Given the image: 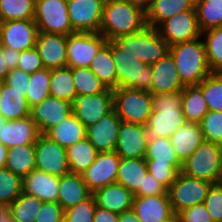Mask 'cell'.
I'll return each mask as SVG.
<instances>
[{
	"instance_id": "13",
	"label": "cell",
	"mask_w": 222,
	"mask_h": 222,
	"mask_svg": "<svg viewBox=\"0 0 222 222\" xmlns=\"http://www.w3.org/2000/svg\"><path fill=\"white\" fill-rule=\"evenodd\" d=\"M113 110V90L106 89L98 94L76 96L73 114L87 128L97 123Z\"/></svg>"
},
{
	"instance_id": "25",
	"label": "cell",
	"mask_w": 222,
	"mask_h": 222,
	"mask_svg": "<svg viewBox=\"0 0 222 222\" xmlns=\"http://www.w3.org/2000/svg\"><path fill=\"white\" fill-rule=\"evenodd\" d=\"M169 139L173 151L181 163L190 157L204 141L200 125L190 122H186L178 128Z\"/></svg>"
},
{
	"instance_id": "43",
	"label": "cell",
	"mask_w": 222,
	"mask_h": 222,
	"mask_svg": "<svg viewBox=\"0 0 222 222\" xmlns=\"http://www.w3.org/2000/svg\"><path fill=\"white\" fill-rule=\"evenodd\" d=\"M22 178L6 168H0V206L7 208L22 193Z\"/></svg>"
},
{
	"instance_id": "8",
	"label": "cell",
	"mask_w": 222,
	"mask_h": 222,
	"mask_svg": "<svg viewBox=\"0 0 222 222\" xmlns=\"http://www.w3.org/2000/svg\"><path fill=\"white\" fill-rule=\"evenodd\" d=\"M212 184L179 172L167 190L174 214L177 215L186 208L204 203Z\"/></svg>"
},
{
	"instance_id": "54",
	"label": "cell",
	"mask_w": 222,
	"mask_h": 222,
	"mask_svg": "<svg viewBox=\"0 0 222 222\" xmlns=\"http://www.w3.org/2000/svg\"><path fill=\"white\" fill-rule=\"evenodd\" d=\"M4 82L13 87V89L22 92L23 96H26L30 83V74L18 68L11 69Z\"/></svg>"
},
{
	"instance_id": "2",
	"label": "cell",
	"mask_w": 222,
	"mask_h": 222,
	"mask_svg": "<svg viewBox=\"0 0 222 222\" xmlns=\"http://www.w3.org/2000/svg\"><path fill=\"white\" fill-rule=\"evenodd\" d=\"M170 54L184 86L198 85L212 74L202 37L170 46Z\"/></svg>"
},
{
	"instance_id": "39",
	"label": "cell",
	"mask_w": 222,
	"mask_h": 222,
	"mask_svg": "<svg viewBox=\"0 0 222 222\" xmlns=\"http://www.w3.org/2000/svg\"><path fill=\"white\" fill-rule=\"evenodd\" d=\"M42 204L43 201L37 197L23 192L6 209L19 222H34Z\"/></svg>"
},
{
	"instance_id": "60",
	"label": "cell",
	"mask_w": 222,
	"mask_h": 222,
	"mask_svg": "<svg viewBox=\"0 0 222 222\" xmlns=\"http://www.w3.org/2000/svg\"><path fill=\"white\" fill-rule=\"evenodd\" d=\"M8 148L0 142V168H5Z\"/></svg>"
},
{
	"instance_id": "16",
	"label": "cell",
	"mask_w": 222,
	"mask_h": 222,
	"mask_svg": "<svg viewBox=\"0 0 222 222\" xmlns=\"http://www.w3.org/2000/svg\"><path fill=\"white\" fill-rule=\"evenodd\" d=\"M148 139L146 125L121 121L115 152L120 158H145Z\"/></svg>"
},
{
	"instance_id": "17",
	"label": "cell",
	"mask_w": 222,
	"mask_h": 222,
	"mask_svg": "<svg viewBox=\"0 0 222 222\" xmlns=\"http://www.w3.org/2000/svg\"><path fill=\"white\" fill-rule=\"evenodd\" d=\"M105 0H76L67 3L71 26L75 32L98 33Z\"/></svg>"
},
{
	"instance_id": "50",
	"label": "cell",
	"mask_w": 222,
	"mask_h": 222,
	"mask_svg": "<svg viewBox=\"0 0 222 222\" xmlns=\"http://www.w3.org/2000/svg\"><path fill=\"white\" fill-rule=\"evenodd\" d=\"M17 68L28 74H33L44 68L36 47L20 52Z\"/></svg>"
},
{
	"instance_id": "18",
	"label": "cell",
	"mask_w": 222,
	"mask_h": 222,
	"mask_svg": "<svg viewBox=\"0 0 222 222\" xmlns=\"http://www.w3.org/2000/svg\"><path fill=\"white\" fill-rule=\"evenodd\" d=\"M73 113V103L53 97H46L41 103L30 108V116L40 134H46Z\"/></svg>"
},
{
	"instance_id": "36",
	"label": "cell",
	"mask_w": 222,
	"mask_h": 222,
	"mask_svg": "<svg viewBox=\"0 0 222 222\" xmlns=\"http://www.w3.org/2000/svg\"><path fill=\"white\" fill-rule=\"evenodd\" d=\"M50 96L73 103L76 89L72 75V68L69 66L51 69V80L49 87Z\"/></svg>"
},
{
	"instance_id": "27",
	"label": "cell",
	"mask_w": 222,
	"mask_h": 222,
	"mask_svg": "<svg viewBox=\"0 0 222 222\" xmlns=\"http://www.w3.org/2000/svg\"><path fill=\"white\" fill-rule=\"evenodd\" d=\"M58 192L57 203L64 210L88 199L93 194L83 181L82 175L72 173L60 177Z\"/></svg>"
},
{
	"instance_id": "26",
	"label": "cell",
	"mask_w": 222,
	"mask_h": 222,
	"mask_svg": "<svg viewBox=\"0 0 222 222\" xmlns=\"http://www.w3.org/2000/svg\"><path fill=\"white\" fill-rule=\"evenodd\" d=\"M96 205L118 214L132 209L134 195L124 186L113 183L93 193Z\"/></svg>"
},
{
	"instance_id": "35",
	"label": "cell",
	"mask_w": 222,
	"mask_h": 222,
	"mask_svg": "<svg viewBox=\"0 0 222 222\" xmlns=\"http://www.w3.org/2000/svg\"><path fill=\"white\" fill-rule=\"evenodd\" d=\"M70 173L82 174L95 161L99 152L87 138L66 148Z\"/></svg>"
},
{
	"instance_id": "30",
	"label": "cell",
	"mask_w": 222,
	"mask_h": 222,
	"mask_svg": "<svg viewBox=\"0 0 222 222\" xmlns=\"http://www.w3.org/2000/svg\"><path fill=\"white\" fill-rule=\"evenodd\" d=\"M45 135L60 146L67 148L86 138V127L72 113Z\"/></svg>"
},
{
	"instance_id": "9",
	"label": "cell",
	"mask_w": 222,
	"mask_h": 222,
	"mask_svg": "<svg viewBox=\"0 0 222 222\" xmlns=\"http://www.w3.org/2000/svg\"><path fill=\"white\" fill-rule=\"evenodd\" d=\"M34 20L38 32L62 34L74 33L65 0H35Z\"/></svg>"
},
{
	"instance_id": "28",
	"label": "cell",
	"mask_w": 222,
	"mask_h": 222,
	"mask_svg": "<svg viewBox=\"0 0 222 222\" xmlns=\"http://www.w3.org/2000/svg\"><path fill=\"white\" fill-rule=\"evenodd\" d=\"M191 9H195V0H152L146 11V23L157 28L164 20Z\"/></svg>"
},
{
	"instance_id": "21",
	"label": "cell",
	"mask_w": 222,
	"mask_h": 222,
	"mask_svg": "<svg viewBox=\"0 0 222 222\" xmlns=\"http://www.w3.org/2000/svg\"><path fill=\"white\" fill-rule=\"evenodd\" d=\"M35 47L44 68L56 69L67 66V36L38 32Z\"/></svg>"
},
{
	"instance_id": "63",
	"label": "cell",
	"mask_w": 222,
	"mask_h": 222,
	"mask_svg": "<svg viewBox=\"0 0 222 222\" xmlns=\"http://www.w3.org/2000/svg\"><path fill=\"white\" fill-rule=\"evenodd\" d=\"M8 120L4 119L1 115H0V129L2 128V124H6Z\"/></svg>"
},
{
	"instance_id": "65",
	"label": "cell",
	"mask_w": 222,
	"mask_h": 222,
	"mask_svg": "<svg viewBox=\"0 0 222 222\" xmlns=\"http://www.w3.org/2000/svg\"><path fill=\"white\" fill-rule=\"evenodd\" d=\"M168 222H180L179 218L177 216L173 217L170 221Z\"/></svg>"
},
{
	"instance_id": "24",
	"label": "cell",
	"mask_w": 222,
	"mask_h": 222,
	"mask_svg": "<svg viewBox=\"0 0 222 222\" xmlns=\"http://www.w3.org/2000/svg\"><path fill=\"white\" fill-rule=\"evenodd\" d=\"M23 192L43 202H57L60 177L32 170L22 179Z\"/></svg>"
},
{
	"instance_id": "22",
	"label": "cell",
	"mask_w": 222,
	"mask_h": 222,
	"mask_svg": "<svg viewBox=\"0 0 222 222\" xmlns=\"http://www.w3.org/2000/svg\"><path fill=\"white\" fill-rule=\"evenodd\" d=\"M151 66L152 82L149 92L152 95L181 92L184 89L185 86L180 80L175 60L170 53Z\"/></svg>"
},
{
	"instance_id": "61",
	"label": "cell",
	"mask_w": 222,
	"mask_h": 222,
	"mask_svg": "<svg viewBox=\"0 0 222 222\" xmlns=\"http://www.w3.org/2000/svg\"><path fill=\"white\" fill-rule=\"evenodd\" d=\"M4 222H19V221L7 212L5 214Z\"/></svg>"
},
{
	"instance_id": "46",
	"label": "cell",
	"mask_w": 222,
	"mask_h": 222,
	"mask_svg": "<svg viewBox=\"0 0 222 222\" xmlns=\"http://www.w3.org/2000/svg\"><path fill=\"white\" fill-rule=\"evenodd\" d=\"M199 125L204 140L222 145V111L209 110Z\"/></svg>"
},
{
	"instance_id": "33",
	"label": "cell",
	"mask_w": 222,
	"mask_h": 222,
	"mask_svg": "<svg viewBox=\"0 0 222 222\" xmlns=\"http://www.w3.org/2000/svg\"><path fill=\"white\" fill-rule=\"evenodd\" d=\"M181 109L187 122L200 123L209 109L198 85L185 86L181 91Z\"/></svg>"
},
{
	"instance_id": "11",
	"label": "cell",
	"mask_w": 222,
	"mask_h": 222,
	"mask_svg": "<svg viewBox=\"0 0 222 222\" xmlns=\"http://www.w3.org/2000/svg\"><path fill=\"white\" fill-rule=\"evenodd\" d=\"M35 169L57 177L69 174L66 148L40 134L35 142Z\"/></svg>"
},
{
	"instance_id": "19",
	"label": "cell",
	"mask_w": 222,
	"mask_h": 222,
	"mask_svg": "<svg viewBox=\"0 0 222 222\" xmlns=\"http://www.w3.org/2000/svg\"><path fill=\"white\" fill-rule=\"evenodd\" d=\"M121 120L113 109L97 123L86 128V138L98 152L115 151Z\"/></svg>"
},
{
	"instance_id": "29",
	"label": "cell",
	"mask_w": 222,
	"mask_h": 222,
	"mask_svg": "<svg viewBox=\"0 0 222 222\" xmlns=\"http://www.w3.org/2000/svg\"><path fill=\"white\" fill-rule=\"evenodd\" d=\"M148 173L145 158H121L117 181L133 195L142 187L144 176Z\"/></svg>"
},
{
	"instance_id": "38",
	"label": "cell",
	"mask_w": 222,
	"mask_h": 222,
	"mask_svg": "<svg viewBox=\"0 0 222 222\" xmlns=\"http://www.w3.org/2000/svg\"><path fill=\"white\" fill-rule=\"evenodd\" d=\"M207 61L213 73H222V26L201 32Z\"/></svg>"
},
{
	"instance_id": "3",
	"label": "cell",
	"mask_w": 222,
	"mask_h": 222,
	"mask_svg": "<svg viewBox=\"0 0 222 222\" xmlns=\"http://www.w3.org/2000/svg\"><path fill=\"white\" fill-rule=\"evenodd\" d=\"M186 122L181 92L153 94V110L146 124L149 138H169Z\"/></svg>"
},
{
	"instance_id": "12",
	"label": "cell",
	"mask_w": 222,
	"mask_h": 222,
	"mask_svg": "<svg viewBox=\"0 0 222 222\" xmlns=\"http://www.w3.org/2000/svg\"><path fill=\"white\" fill-rule=\"evenodd\" d=\"M157 31L160 33L161 38L170 46L201 37L196 9L177 13L164 20L157 27Z\"/></svg>"
},
{
	"instance_id": "44",
	"label": "cell",
	"mask_w": 222,
	"mask_h": 222,
	"mask_svg": "<svg viewBox=\"0 0 222 222\" xmlns=\"http://www.w3.org/2000/svg\"><path fill=\"white\" fill-rule=\"evenodd\" d=\"M198 86L201 88L208 109L222 111V73L210 74Z\"/></svg>"
},
{
	"instance_id": "31",
	"label": "cell",
	"mask_w": 222,
	"mask_h": 222,
	"mask_svg": "<svg viewBox=\"0 0 222 222\" xmlns=\"http://www.w3.org/2000/svg\"><path fill=\"white\" fill-rule=\"evenodd\" d=\"M0 115L6 120H15L30 115V107L25 96L3 82L0 94Z\"/></svg>"
},
{
	"instance_id": "62",
	"label": "cell",
	"mask_w": 222,
	"mask_h": 222,
	"mask_svg": "<svg viewBox=\"0 0 222 222\" xmlns=\"http://www.w3.org/2000/svg\"><path fill=\"white\" fill-rule=\"evenodd\" d=\"M7 209L5 207L0 206V222H4L5 214L7 213Z\"/></svg>"
},
{
	"instance_id": "10",
	"label": "cell",
	"mask_w": 222,
	"mask_h": 222,
	"mask_svg": "<svg viewBox=\"0 0 222 222\" xmlns=\"http://www.w3.org/2000/svg\"><path fill=\"white\" fill-rule=\"evenodd\" d=\"M107 39L98 33L74 32L67 36V66L89 67Z\"/></svg>"
},
{
	"instance_id": "55",
	"label": "cell",
	"mask_w": 222,
	"mask_h": 222,
	"mask_svg": "<svg viewBox=\"0 0 222 222\" xmlns=\"http://www.w3.org/2000/svg\"><path fill=\"white\" fill-rule=\"evenodd\" d=\"M93 222H119V214L96 206Z\"/></svg>"
},
{
	"instance_id": "66",
	"label": "cell",
	"mask_w": 222,
	"mask_h": 222,
	"mask_svg": "<svg viewBox=\"0 0 222 222\" xmlns=\"http://www.w3.org/2000/svg\"><path fill=\"white\" fill-rule=\"evenodd\" d=\"M3 82H4V80H0V94H1L2 87H3Z\"/></svg>"
},
{
	"instance_id": "1",
	"label": "cell",
	"mask_w": 222,
	"mask_h": 222,
	"mask_svg": "<svg viewBox=\"0 0 222 222\" xmlns=\"http://www.w3.org/2000/svg\"><path fill=\"white\" fill-rule=\"evenodd\" d=\"M147 26L146 12L123 0H105L99 33L107 41Z\"/></svg>"
},
{
	"instance_id": "56",
	"label": "cell",
	"mask_w": 222,
	"mask_h": 222,
	"mask_svg": "<svg viewBox=\"0 0 222 222\" xmlns=\"http://www.w3.org/2000/svg\"><path fill=\"white\" fill-rule=\"evenodd\" d=\"M3 54H6L7 66L9 69L17 68L20 52L11 48L3 47Z\"/></svg>"
},
{
	"instance_id": "37",
	"label": "cell",
	"mask_w": 222,
	"mask_h": 222,
	"mask_svg": "<svg viewBox=\"0 0 222 222\" xmlns=\"http://www.w3.org/2000/svg\"><path fill=\"white\" fill-rule=\"evenodd\" d=\"M201 32L222 26V0H195Z\"/></svg>"
},
{
	"instance_id": "15",
	"label": "cell",
	"mask_w": 222,
	"mask_h": 222,
	"mask_svg": "<svg viewBox=\"0 0 222 222\" xmlns=\"http://www.w3.org/2000/svg\"><path fill=\"white\" fill-rule=\"evenodd\" d=\"M121 158L115 151L99 152L95 161L83 172L82 178L89 190H96L116 183Z\"/></svg>"
},
{
	"instance_id": "45",
	"label": "cell",
	"mask_w": 222,
	"mask_h": 222,
	"mask_svg": "<svg viewBox=\"0 0 222 222\" xmlns=\"http://www.w3.org/2000/svg\"><path fill=\"white\" fill-rule=\"evenodd\" d=\"M145 160L168 162L171 165H182L173 151L170 139L167 137L149 138Z\"/></svg>"
},
{
	"instance_id": "52",
	"label": "cell",
	"mask_w": 222,
	"mask_h": 222,
	"mask_svg": "<svg viewBox=\"0 0 222 222\" xmlns=\"http://www.w3.org/2000/svg\"><path fill=\"white\" fill-rule=\"evenodd\" d=\"M176 216L180 222H213L204 203L186 208Z\"/></svg>"
},
{
	"instance_id": "48",
	"label": "cell",
	"mask_w": 222,
	"mask_h": 222,
	"mask_svg": "<svg viewBox=\"0 0 222 222\" xmlns=\"http://www.w3.org/2000/svg\"><path fill=\"white\" fill-rule=\"evenodd\" d=\"M148 172L167 189L176 180L182 165H171L168 162L146 160Z\"/></svg>"
},
{
	"instance_id": "4",
	"label": "cell",
	"mask_w": 222,
	"mask_h": 222,
	"mask_svg": "<svg viewBox=\"0 0 222 222\" xmlns=\"http://www.w3.org/2000/svg\"><path fill=\"white\" fill-rule=\"evenodd\" d=\"M122 51L153 65L170 53V45L164 41L157 28L146 26L140 31L123 34L112 40Z\"/></svg>"
},
{
	"instance_id": "41",
	"label": "cell",
	"mask_w": 222,
	"mask_h": 222,
	"mask_svg": "<svg viewBox=\"0 0 222 222\" xmlns=\"http://www.w3.org/2000/svg\"><path fill=\"white\" fill-rule=\"evenodd\" d=\"M50 80L51 69L43 68L30 74V83L25 96L30 108L41 103L46 97L50 96Z\"/></svg>"
},
{
	"instance_id": "64",
	"label": "cell",
	"mask_w": 222,
	"mask_h": 222,
	"mask_svg": "<svg viewBox=\"0 0 222 222\" xmlns=\"http://www.w3.org/2000/svg\"><path fill=\"white\" fill-rule=\"evenodd\" d=\"M218 183L222 184V163H221V171H220Z\"/></svg>"
},
{
	"instance_id": "58",
	"label": "cell",
	"mask_w": 222,
	"mask_h": 222,
	"mask_svg": "<svg viewBox=\"0 0 222 222\" xmlns=\"http://www.w3.org/2000/svg\"><path fill=\"white\" fill-rule=\"evenodd\" d=\"M119 222H141L135 212L130 209L119 214Z\"/></svg>"
},
{
	"instance_id": "14",
	"label": "cell",
	"mask_w": 222,
	"mask_h": 222,
	"mask_svg": "<svg viewBox=\"0 0 222 222\" xmlns=\"http://www.w3.org/2000/svg\"><path fill=\"white\" fill-rule=\"evenodd\" d=\"M38 28L34 19L0 22V45L18 52L36 45Z\"/></svg>"
},
{
	"instance_id": "34",
	"label": "cell",
	"mask_w": 222,
	"mask_h": 222,
	"mask_svg": "<svg viewBox=\"0 0 222 222\" xmlns=\"http://www.w3.org/2000/svg\"><path fill=\"white\" fill-rule=\"evenodd\" d=\"M5 168L22 179L35 170V143L8 149Z\"/></svg>"
},
{
	"instance_id": "6",
	"label": "cell",
	"mask_w": 222,
	"mask_h": 222,
	"mask_svg": "<svg viewBox=\"0 0 222 222\" xmlns=\"http://www.w3.org/2000/svg\"><path fill=\"white\" fill-rule=\"evenodd\" d=\"M222 145L204 140L183 163L180 172L211 183H218Z\"/></svg>"
},
{
	"instance_id": "7",
	"label": "cell",
	"mask_w": 222,
	"mask_h": 222,
	"mask_svg": "<svg viewBox=\"0 0 222 222\" xmlns=\"http://www.w3.org/2000/svg\"><path fill=\"white\" fill-rule=\"evenodd\" d=\"M113 109L122 122L146 125L153 110L151 92L130 88L113 90Z\"/></svg>"
},
{
	"instance_id": "47",
	"label": "cell",
	"mask_w": 222,
	"mask_h": 222,
	"mask_svg": "<svg viewBox=\"0 0 222 222\" xmlns=\"http://www.w3.org/2000/svg\"><path fill=\"white\" fill-rule=\"evenodd\" d=\"M96 206L92 194L88 199L64 210L63 222H93Z\"/></svg>"
},
{
	"instance_id": "5",
	"label": "cell",
	"mask_w": 222,
	"mask_h": 222,
	"mask_svg": "<svg viewBox=\"0 0 222 222\" xmlns=\"http://www.w3.org/2000/svg\"><path fill=\"white\" fill-rule=\"evenodd\" d=\"M111 52L117 74V88H130L149 92L152 82V66L125 53L111 40Z\"/></svg>"
},
{
	"instance_id": "32",
	"label": "cell",
	"mask_w": 222,
	"mask_h": 222,
	"mask_svg": "<svg viewBox=\"0 0 222 222\" xmlns=\"http://www.w3.org/2000/svg\"><path fill=\"white\" fill-rule=\"evenodd\" d=\"M111 52V40L107 41L92 60L89 68L108 89L117 88V74Z\"/></svg>"
},
{
	"instance_id": "40",
	"label": "cell",
	"mask_w": 222,
	"mask_h": 222,
	"mask_svg": "<svg viewBox=\"0 0 222 222\" xmlns=\"http://www.w3.org/2000/svg\"><path fill=\"white\" fill-rule=\"evenodd\" d=\"M35 0H0V22L34 19Z\"/></svg>"
},
{
	"instance_id": "20",
	"label": "cell",
	"mask_w": 222,
	"mask_h": 222,
	"mask_svg": "<svg viewBox=\"0 0 222 222\" xmlns=\"http://www.w3.org/2000/svg\"><path fill=\"white\" fill-rule=\"evenodd\" d=\"M132 210L141 222H168L176 216L168 195L134 196Z\"/></svg>"
},
{
	"instance_id": "67",
	"label": "cell",
	"mask_w": 222,
	"mask_h": 222,
	"mask_svg": "<svg viewBox=\"0 0 222 222\" xmlns=\"http://www.w3.org/2000/svg\"><path fill=\"white\" fill-rule=\"evenodd\" d=\"M67 3L69 2H73V1H76V0H65Z\"/></svg>"
},
{
	"instance_id": "57",
	"label": "cell",
	"mask_w": 222,
	"mask_h": 222,
	"mask_svg": "<svg viewBox=\"0 0 222 222\" xmlns=\"http://www.w3.org/2000/svg\"><path fill=\"white\" fill-rule=\"evenodd\" d=\"M9 72L10 69L7 66L6 54H3V47L0 45V80H5Z\"/></svg>"
},
{
	"instance_id": "23",
	"label": "cell",
	"mask_w": 222,
	"mask_h": 222,
	"mask_svg": "<svg viewBox=\"0 0 222 222\" xmlns=\"http://www.w3.org/2000/svg\"><path fill=\"white\" fill-rule=\"evenodd\" d=\"M40 132L31 116L8 120L0 129V142L8 149L35 143Z\"/></svg>"
},
{
	"instance_id": "51",
	"label": "cell",
	"mask_w": 222,
	"mask_h": 222,
	"mask_svg": "<svg viewBox=\"0 0 222 222\" xmlns=\"http://www.w3.org/2000/svg\"><path fill=\"white\" fill-rule=\"evenodd\" d=\"M64 209L57 202H43L34 222H63Z\"/></svg>"
},
{
	"instance_id": "49",
	"label": "cell",
	"mask_w": 222,
	"mask_h": 222,
	"mask_svg": "<svg viewBox=\"0 0 222 222\" xmlns=\"http://www.w3.org/2000/svg\"><path fill=\"white\" fill-rule=\"evenodd\" d=\"M204 204L213 222H222V184L213 183Z\"/></svg>"
},
{
	"instance_id": "42",
	"label": "cell",
	"mask_w": 222,
	"mask_h": 222,
	"mask_svg": "<svg viewBox=\"0 0 222 222\" xmlns=\"http://www.w3.org/2000/svg\"><path fill=\"white\" fill-rule=\"evenodd\" d=\"M72 75L77 96L98 94L107 89L89 67L72 68Z\"/></svg>"
},
{
	"instance_id": "59",
	"label": "cell",
	"mask_w": 222,
	"mask_h": 222,
	"mask_svg": "<svg viewBox=\"0 0 222 222\" xmlns=\"http://www.w3.org/2000/svg\"><path fill=\"white\" fill-rule=\"evenodd\" d=\"M131 5L141 8L143 11H147L151 5L152 0H123Z\"/></svg>"
},
{
	"instance_id": "53",
	"label": "cell",
	"mask_w": 222,
	"mask_h": 222,
	"mask_svg": "<svg viewBox=\"0 0 222 222\" xmlns=\"http://www.w3.org/2000/svg\"><path fill=\"white\" fill-rule=\"evenodd\" d=\"M167 188L157 181L149 172L144 176L142 187H139L134 196L168 195Z\"/></svg>"
}]
</instances>
